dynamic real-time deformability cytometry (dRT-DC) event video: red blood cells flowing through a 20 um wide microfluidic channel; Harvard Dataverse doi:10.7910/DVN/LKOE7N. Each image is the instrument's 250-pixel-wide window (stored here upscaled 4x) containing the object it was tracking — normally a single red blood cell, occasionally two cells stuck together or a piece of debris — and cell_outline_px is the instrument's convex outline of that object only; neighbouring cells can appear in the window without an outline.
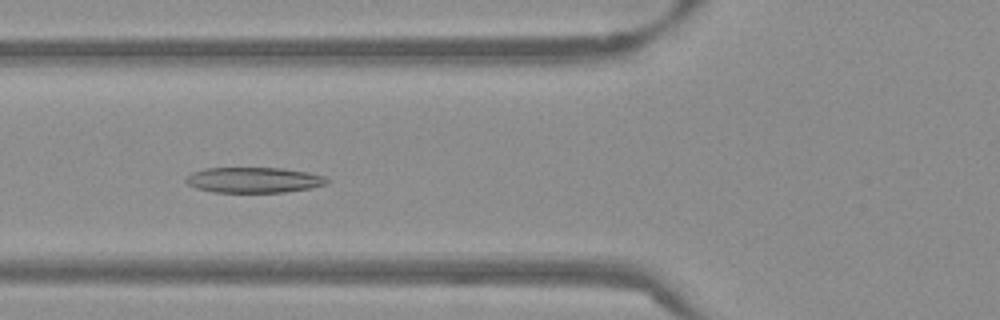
{"species": "Egyptian fruit bat (a non-hibernating species)", "species_latin": "Rousettus aegyptiacus", "temperature_condition": "warm", "stored_images_in_passage": 53, "camera_frame_rate_fps": 3000, "um_per_image_px": 0.085, "frame": {"image": 1, "passage_image": 20, "time_ms": 6.333, "image_size_px": [1000, 320], "cell_outline_px": [[332, 180], [328, 184], [312, 188], [284, 192], [212, 192], [196, 188], [188, 184], [184, 180], [192, 172], [208, 168], [284, 168], [308, 172], [324, 176]], "centroid_in_image_um": [21.63, 15.3], "position_along_channel_um": 104.2, "area_um2": 21.1}}
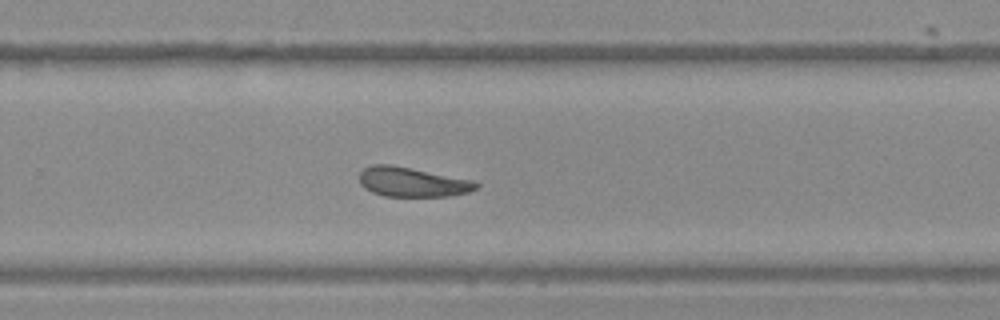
{"frame": {"image": 2, "passage_image": 35, "time_ms": 11.333, "image_size_px": [1000, 320], "cell_outline_px": [[480, 184], [476, 188], [468, 192], [448, 196], [384, 196], [372, 192], [364, 188], [360, 184], [360, 172], [364, 168], [372, 164], [392, 164], [476, 180]], "centroid_in_image_um": [35.06, 15.46], "position_along_channel_um": 294.7, "area_um2": 20.35}}
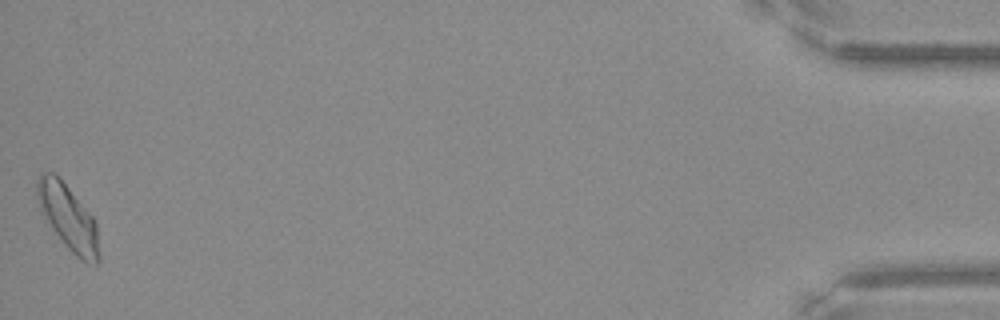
{"frame": {"image": 3, "passage_image": 53, "time_ms": 17.333, "image_size_px": [1000, 320], "cell_outline_px": [[100, 260], [96, 264], [88, 264], [80, 260], [64, 244], [40, 212], [36, 196], [36, 180], [40, 172], [52, 172], [60, 176], [92, 216], [96, 224], [100, 252]], "centroid_in_image_um": [5.78, 18.46], "position_along_channel_um": 429.4, "area_um2": 23.93}, "authors_computed_cell_mechanics": {"area_um2": 21.386, "velocity_mm_per_s": 3.8156, "shape_relaxation_time_tau1_ms": null, "shape_relaxation_time_tau2_ms": 7.2086, "deformation_change_tau1": null, "deformation_change_tau2": 0.1609}}